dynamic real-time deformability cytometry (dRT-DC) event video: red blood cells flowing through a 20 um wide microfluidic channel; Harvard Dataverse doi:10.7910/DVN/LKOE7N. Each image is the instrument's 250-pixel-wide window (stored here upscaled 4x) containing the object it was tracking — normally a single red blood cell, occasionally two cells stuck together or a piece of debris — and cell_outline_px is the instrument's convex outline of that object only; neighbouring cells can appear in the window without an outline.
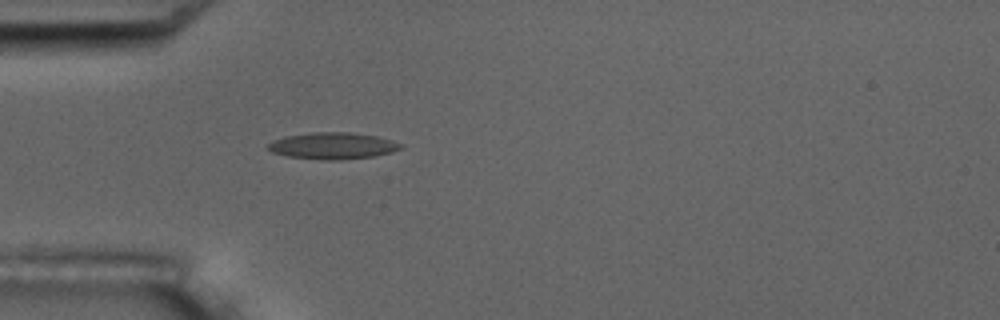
{"species": "common noctule bat (a hibernating species)", "species_latin": "Nyctalus noctula", "temperature_condition": "room temperature", "stored_images_in_passage": 3, "camera_frame_rate_fps": 3000, "um_per_image_px": 0.085, "animal": {"sex": "male", "body_mass_g": 17.5, "forearm_length_mm": 52.3}, "frame": {"image": 1, "passage_image": 3, "time_ms": 2.333, "image_size_px": [1000, 320], "cell_outline_px": [[404, 148], [392, 152], [372, 156], [340, 160], [320, 160], [288, 156], [272, 152], [268, 148], [268, 144], [272, 140], [284, 136], [312, 132], [348, 132], [376, 136], [392, 140], [404, 144]], "centroid_in_image_um": [28.3, 12.39], "position_along_channel_um": 56.7, "area_um2": 20.69}}